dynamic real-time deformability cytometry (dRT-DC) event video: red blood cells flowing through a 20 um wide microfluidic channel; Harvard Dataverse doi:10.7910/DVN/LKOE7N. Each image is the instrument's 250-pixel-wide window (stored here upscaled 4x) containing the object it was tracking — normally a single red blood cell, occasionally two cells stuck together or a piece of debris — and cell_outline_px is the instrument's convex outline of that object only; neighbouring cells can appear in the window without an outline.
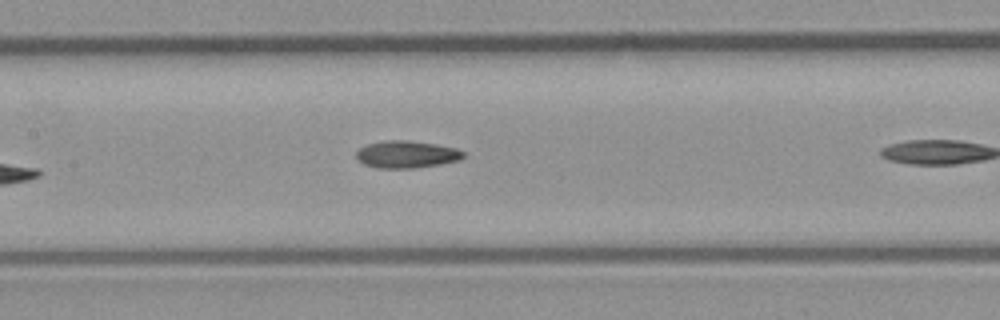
{"species": "common noctule bat (a hibernating species)", "species_latin": "Nyctalus noctula", "temperature_condition": "room temperature", "stored_images_in_passage": 9, "camera_frame_rate_fps": 3000, "um_per_image_px": 0.085, "animal": {"sex": "male", "body_mass_g": 23.1, "forearm_length_mm": 52.7}, "frame": {"image": 1, "passage_image": 7, "time_ms": 2.0, "image_size_px": [1000, 320], "cell_outline_px": [[464, 156], [460, 160], [440, 164], [412, 168], [380, 168], [364, 164], [356, 160], [356, 152], [360, 148], [368, 144], [388, 140], [408, 140], [436, 144], [456, 148], [464, 152]], "centroid_in_image_um": [34.56, 13.12], "position_along_channel_um": 172.8, "area_um2": 16.94}}